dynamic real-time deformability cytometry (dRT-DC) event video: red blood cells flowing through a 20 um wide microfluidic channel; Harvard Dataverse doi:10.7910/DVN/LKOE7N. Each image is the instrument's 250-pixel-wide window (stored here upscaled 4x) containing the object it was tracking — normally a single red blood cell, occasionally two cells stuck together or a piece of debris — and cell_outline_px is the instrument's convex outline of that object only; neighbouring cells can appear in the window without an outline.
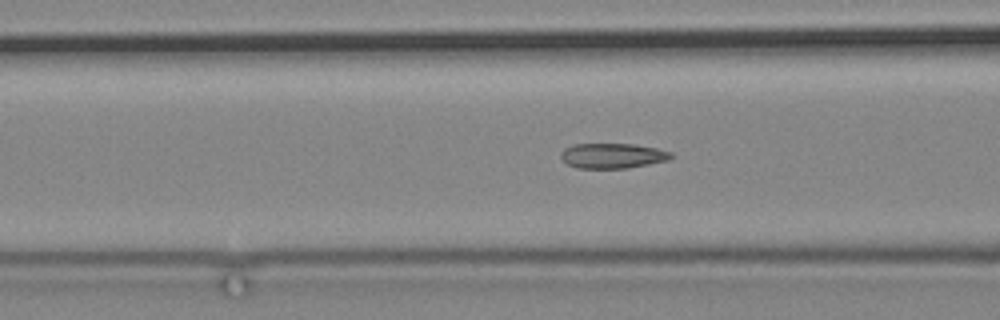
{"species": "common noctule bat (a hibernating species)", "species_latin": "Nyctalus noctula", "temperature_condition": "cold", "stored_images_in_passage": 50, "camera_frame_rate_fps": 3000, "um_per_image_px": 0.085, "animal": {"sex": "male", "body_mass_g": 19.2, "forearm_length_mm": 51.8}, "frame": {"image": 1, "passage_image": 12, "time_ms": 3.667, "image_size_px": [1000, 320], "cell_outline_px": [[672, 156], [668, 160], [628, 168], [576, 168], [568, 164], [560, 156], [560, 152], [564, 148], [572, 144], [636, 144], [656, 148], [672, 152]], "centroid_in_image_um": [52.05, 13.23], "position_along_channel_um": 114.6, "area_um2": 16.13}}
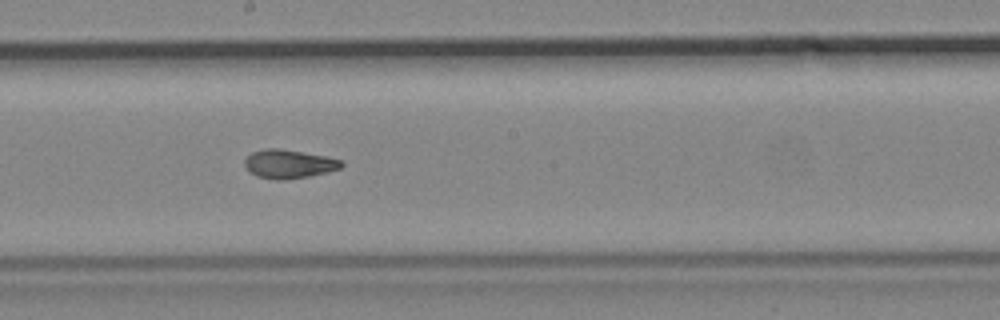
{"frame": {"image": 2, "passage_image": 22, "time_ms": 7.0, "image_size_px": [1000, 320], "cell_outline_px": [[344, 164], [340, 168], [328, 172], [308, 176], [284, 180], [276, 180], [256, 176], [248, 172], [244, 164], [244, 160], [252, 152], [264, 148], [280, 148], [324, 156], [344, 160]], "centroid_in_image_um": [24.53, 13.94], "position_along_channel_um": 223.7, "area_um2": 16.3}}
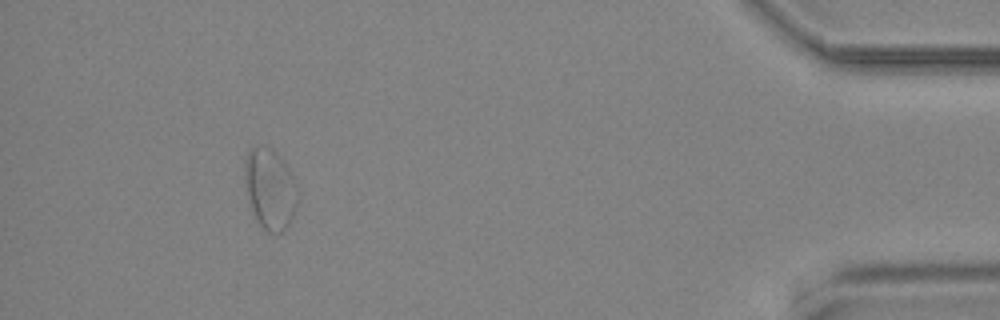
{"frame": {"image": 3, "passage_image": 45, "time_ms": 14.667, "image_size_px": [1000, 320], "cell_outline_px": [[296, 204], [292, 216], [288, 224], [280, 232], [268, 232], [256, 220], [248, 200], [244, 188], [244, 160], [248, 148], [256, 144], [272, 148], [280, 156], [292, 176], [296, 184]], "centroid_in_image_um": [22.88, 15.98], "position_along_channel_um": 412.3, "area_um2": 24.91}}